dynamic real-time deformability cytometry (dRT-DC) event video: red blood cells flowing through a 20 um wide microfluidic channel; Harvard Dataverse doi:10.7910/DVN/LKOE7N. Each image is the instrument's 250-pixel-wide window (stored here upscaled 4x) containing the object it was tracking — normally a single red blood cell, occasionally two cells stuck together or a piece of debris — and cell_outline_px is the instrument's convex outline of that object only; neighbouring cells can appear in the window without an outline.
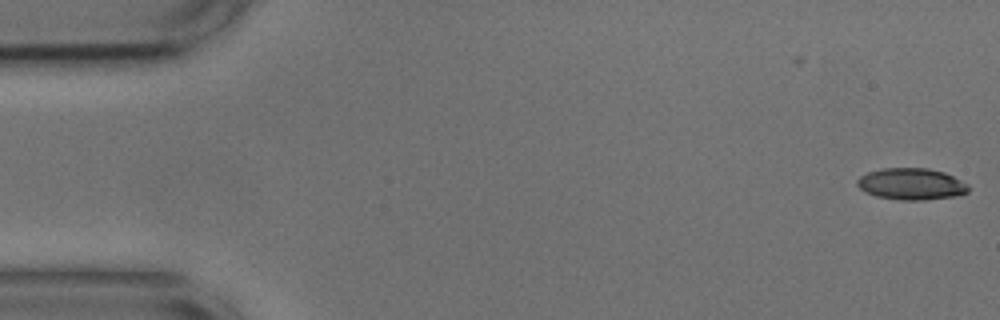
{"species": "common noctule bat (a hibernating species)", "species_latin": "Nyctalus noctula", "temperature_condition": "cold", "stored_images_in_passage": 32, "camera_frame_rate_fps": 3000, "um_per_image_px": 0.085, "animal": {"sex": "male", "body_mass_g": 17.9, "forearm_length_mm": 54.2}, "frame": {"image": 1, "passage_image": 1, "time_ms": 0.0, "image_size_px": [1000, 320], "cell_outline_px": [[968, 192], [956, 196], [924, 200], [900, 200], [876, 196], [864, 192], [856, 184], [856, 180], [860, 176], [868, 172], [884, 168], [928, 168], [944, 172], [968, 184]], "centroid_in_image_um": [77.44, 15.64], "position_along_channel_um": 7.6, "area_um2": 20.52}}
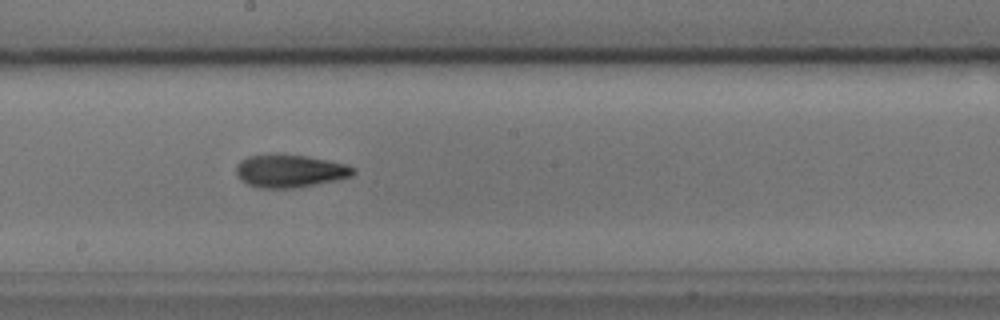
{"frame": {"image": 2, "passage_image": 29, "time_ms": 9.333, "image_size_px": [1000, 320], "cell_outline_px": [[356, 172], [352, 176], [336, 180], [316, 184], [292, 188], [256, 188], [240, 180], [236, 172], [236, 164], [240, 160], [248, 156], [276, 152], [308, 156], [348, 164], [356, 168]], "centroid_in_image_um": [24.63, 14.5], "position_along_channel_um": 223.6, "area_um2": 23.0}}
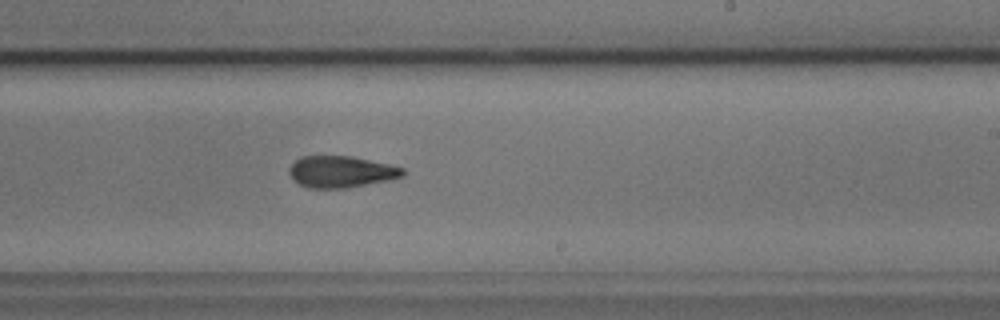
{"frame": {"image": 3, "passage_image": 32, "time_ms": 10.333, "image_size_px": [1000, 320], "cell_outline_px": [[404, 176], [388, 180], [348, 188], [308, 188], [292, 180], [288, 172], [288, 168], [300, 156], [352, 156], [388, 164], [404, 168]], "centroid_in_image_um": [28.96, 14.6], "position_along_channel_um": 260.0, "area_um2": 20.98}}